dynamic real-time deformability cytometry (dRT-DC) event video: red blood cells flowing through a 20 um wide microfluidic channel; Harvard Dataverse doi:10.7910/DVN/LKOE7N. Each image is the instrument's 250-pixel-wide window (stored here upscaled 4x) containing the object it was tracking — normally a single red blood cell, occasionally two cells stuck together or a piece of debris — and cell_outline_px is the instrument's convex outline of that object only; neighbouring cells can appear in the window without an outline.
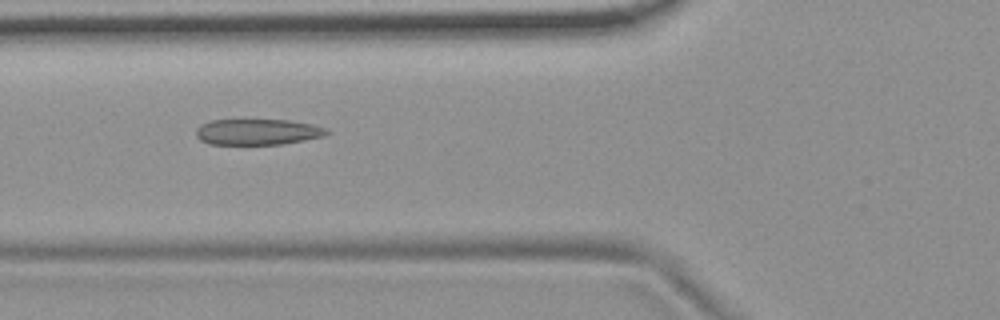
{"species": "common noctule bat (a hibernating species)", "species_latin": "Nyctalus noctula", "temperature_condition": "room temperature", "stored_images_in_passage": 54, "camera_frame_rate_fps": 3000, "um_per_image_px": 0.085, "animal": {"sex": "female", "body_mass_g": 19.9}, "frame": {"image": 1, "passage_image": 20, "time_ms": 6.333, "image_size_px": [1000, 320], "cell_outline_px": [[332, 132], [324, 136], [304, 140], [280, 144], [208, 144], [200, 140], [196, 136], [196, 128], [200, 124], [212, 120], [288, 120], [312, 124], [328, 128]], "centroid_in_image_um": [21.91, 11.21], "position_along_channel_um": 103.9, "area_um2": 19.83}}
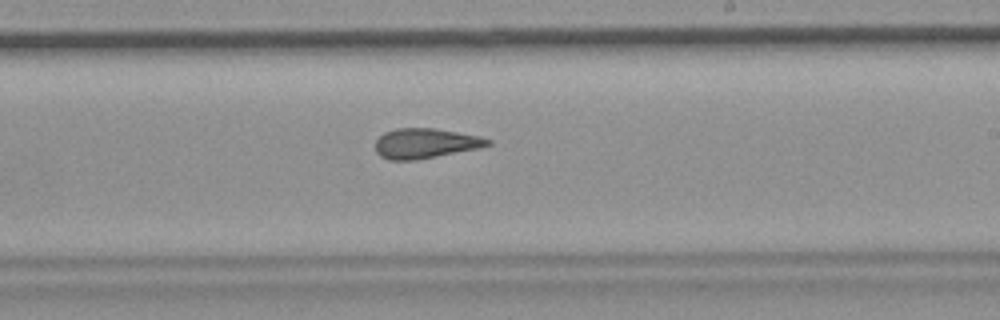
{"frame": {"image": 2, "passage_image": 32, "time_ms": 10.333, "image_size_px": [1000, 320], "cell_outline_px": [[492, 144], [476, 148], [416, 160], [388, 160], [380, 156], [376, 152], [376, 140], [384, 132], [396, 128], [436, 128], [480, 136], [492, 140]], "centroid_in_image_um": [36.13, 12.17], "position_along_channel_um": 252.9, "area_um2": 19.54}}
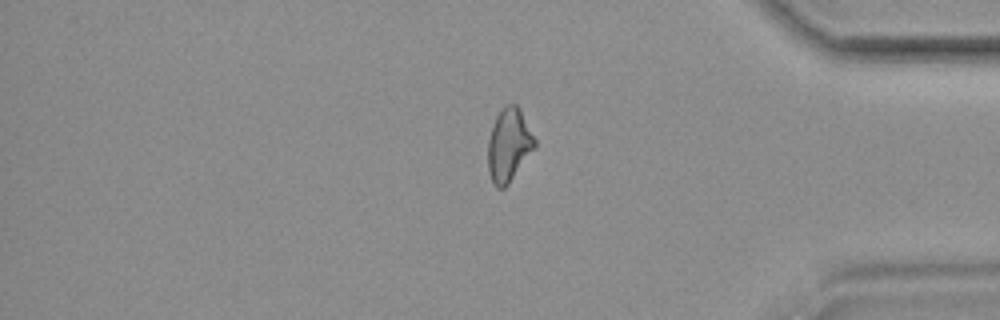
{"frame": {"image": 3, "passage_image": 45, "time_ms": 14.667, "image_size_px": [1000, 320], "cell_outline_px": [[536, 148], [508, 184], [504, 188], [496, 188], [488, 172], [488, 140], [496, 116], [504, 104], [516, 104], [520, 108], [536, 140]], "centroid_in_image_um": [43.26, 12.32], "position_along_channel_um": 391.9, "area_um2": 20.06}, "authors_computed_cell_mechanics": {"area_um2": 20.4612, "velocity_mm_per_s": 3.7242, "shape_relaxation_time_tau1_ms": null, "shape_relaxation_time_tau2_ms": 2.8259, "deformation_change_tau1": null, "deformation_change_tau2": 0.1086}}